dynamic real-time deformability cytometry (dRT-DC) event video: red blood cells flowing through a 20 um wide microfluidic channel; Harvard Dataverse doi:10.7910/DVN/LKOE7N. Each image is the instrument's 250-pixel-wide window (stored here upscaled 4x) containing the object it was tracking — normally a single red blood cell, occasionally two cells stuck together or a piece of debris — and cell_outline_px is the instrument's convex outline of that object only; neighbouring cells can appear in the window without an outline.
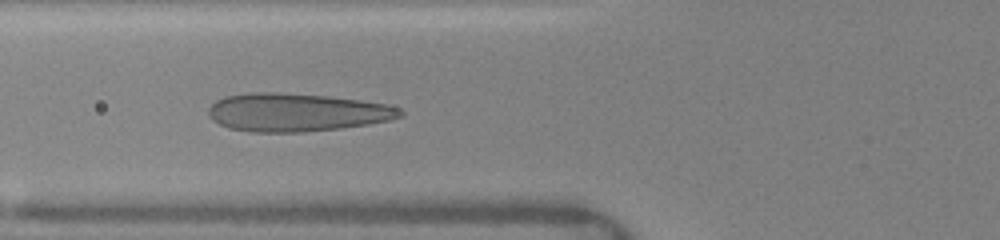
{"species": "human", "species_latin": "Homo sapiens", "temperature_condition": "warm", "stored_images_in_passage": 12, "camera_frame_rate_fps": 3000, "um_per_image_px": 0.085, "donor": {"sex": "female"}, "frame": {"image": 1, "passage_image": 9, "time_ms": 4.667, "image_size_px": [1000, 240], "cell_outline_px": [[404, 116], [388, 120], [368, 124], [340, 128], [304, 132], [252, 132], [228, 128], [212, 120], [208, 116], [208, 108], [216, 100], [224, 96], [252, 92], [276, 92], [328, 96], [360, 100], [384, 104], [400, 108], [404, 112]], "centroid_in_image_um": [25.18, 9.55], "position_along_channel_um": 100.6, "area_um2": 42.71}}
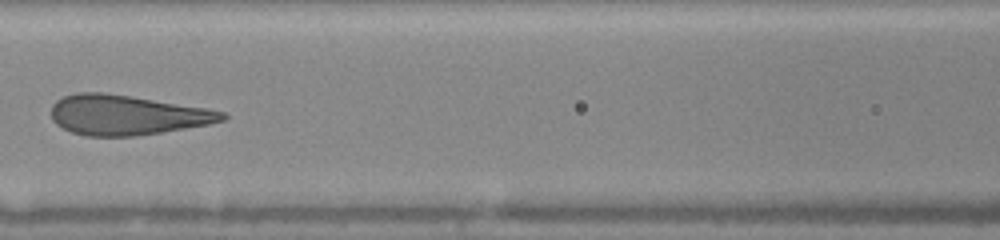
{"frame": {"image": 2, "passage_image": 10, "time_ms": 6.0, "image_size_px": [1000, 240], "cell_outline_px": [[228, 116], [224, 120], [208, 124], [136, 136], [88, 136], [72, 132], [56, 124], [52, 120], [52, 104], [56, 100], [64, 96], [76, 92], [104, 92], [132, 96], [208, 108], [224, 112]], "centroid_in_image_um": [10.76, 9.76], "position_along_channel_um": 155.8, "area_um2": 39.71}}
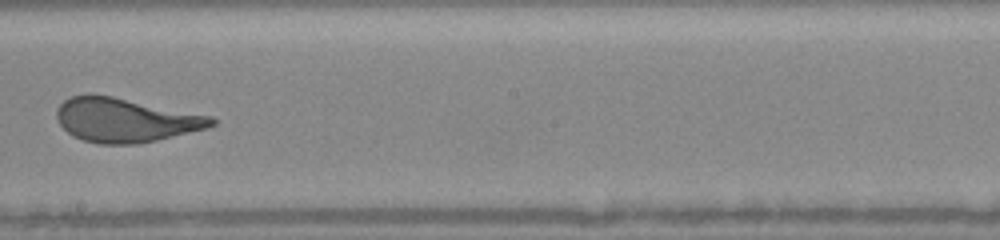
{"frame": {"image": 3, "passage_image": 12, "time_ms": 8.0, "image_size_px": [1000, 240], "cell_outline_px": [[216, 124], [204, 128], [156, 140], [136, 144], [96, 144], [72, 136], [60, 124], [56, 116], [56, 112], [60, 104], [64, 100], [72, 96], [92, 92], [212, 116], [216, 120]], "centroid_in_image_um": [10.61, 10.19], "position_along_channel_um": 237.6, "area_um2": 39.65}}